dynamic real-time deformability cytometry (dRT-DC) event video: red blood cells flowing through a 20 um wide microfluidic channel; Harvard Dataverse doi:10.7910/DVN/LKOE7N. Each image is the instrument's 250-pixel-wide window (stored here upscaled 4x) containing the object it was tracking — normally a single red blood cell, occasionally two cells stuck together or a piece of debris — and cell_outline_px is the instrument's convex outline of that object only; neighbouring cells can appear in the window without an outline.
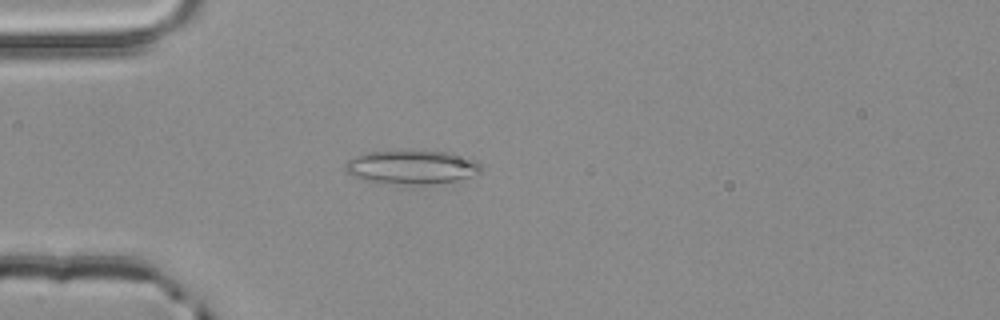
{"species": "common noctule bat (a hibernating species)", "species_latin": "Nyctalus noctula", "temperature_condition": "room temperature", "stored_images_in_passage": 3, "camera_frame_rate_fps": 3000, "um_per_image_px": 0.085, "animal": {"sex": "male", "body_mass_g": 20.4}, "frame": {"image": 1, "passage_image": 3, "time_ms": 0.667, "image_size_px": [1000, 320], "cell_outline_px": [[484, 172], [480, 176], [456, 180], [424, 184], [416, 184], [364, 180], [352, 176], [344, 168], [344, 164], [348, 160], [356, 156], [368, 152], [404, 148], [408, 148], [452, 152], [468, 156], [476, 160], [480, 164]], "centroid_in_image_um": [35.1, 14.14], "position_along_channel_um": 49.9, "area_um2": 27.74}}